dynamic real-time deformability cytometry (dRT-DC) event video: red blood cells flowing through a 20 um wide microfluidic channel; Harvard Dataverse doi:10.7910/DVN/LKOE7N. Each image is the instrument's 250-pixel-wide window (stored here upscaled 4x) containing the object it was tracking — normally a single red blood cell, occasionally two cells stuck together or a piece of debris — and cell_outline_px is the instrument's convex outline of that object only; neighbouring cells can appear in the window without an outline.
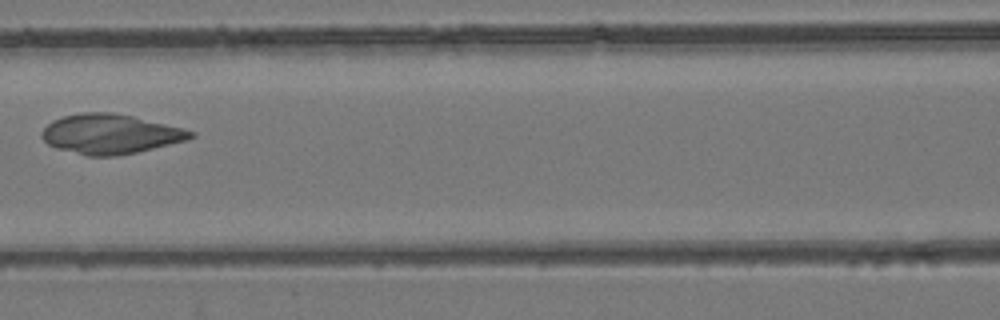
{"species": "common noctule bat (a hibernating species)", "species_latin": "Nyctalus noctula", "temperature_condition": "room temperature", "stored_images_in_passage": 4, "camera_frame_rate_fps": 3000, "um_per_image_px": 0.085, "animal": {"sex": "female", "body_mass_g": 24.6, "forearm_length_mm": 56.2}, "frame": {"image": 1, "passage_image": 4, "time_ms": 1.0, "image_size_px": [1000, 320], "cell_outline_px": [[196, 136], [188, 140], [136, 152], [116, 156], [88, 156], [56, 148], [48, 144], [40, 136], [40, 132], [52, 120], [64, 116], [80, 112], [112, 112], [132, 116], [196, 132]], "centroid_in_image_um": [9.34, 11.39], "position_along_channel_um": 157.3, "area_um2": 34.28}}